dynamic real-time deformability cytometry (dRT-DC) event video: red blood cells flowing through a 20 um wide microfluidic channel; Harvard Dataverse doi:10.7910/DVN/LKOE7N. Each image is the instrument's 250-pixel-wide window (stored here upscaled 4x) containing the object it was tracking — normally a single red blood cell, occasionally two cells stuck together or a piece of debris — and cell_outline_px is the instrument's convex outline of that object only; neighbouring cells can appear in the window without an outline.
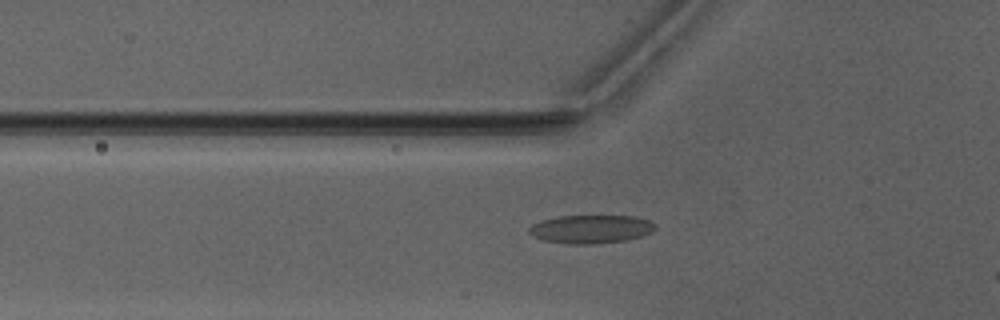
{"species": "Egyptian fruit bat (a non-hibernating species)", "species_latin": "Rousettus aegyptiacus", "temperature_condition": "warm", "stored_images_in_passage": 47, "camera_frame_rate_fps": 3000, "um_per_image_px": 0.085, "animal": {"sex": "male"}, "frame": {"image": 1, "passage_image": 19, "time_ms": 6.0, "image_size_px": [1000, 320], "cell_outline_px": [[656, 228], [652, 232], [640, 236], [624, 240], [596, 244], [568, 244], [544, 240], [532, 236], [528, 232], [528, 228], [532, 224], [540, 220], [556, 216], [632, 216], [648, 220]], "centroid_in_image_um": [50.15, 19.47], "position_along_channel_um": 75.6, "area_um2": 20.81}}
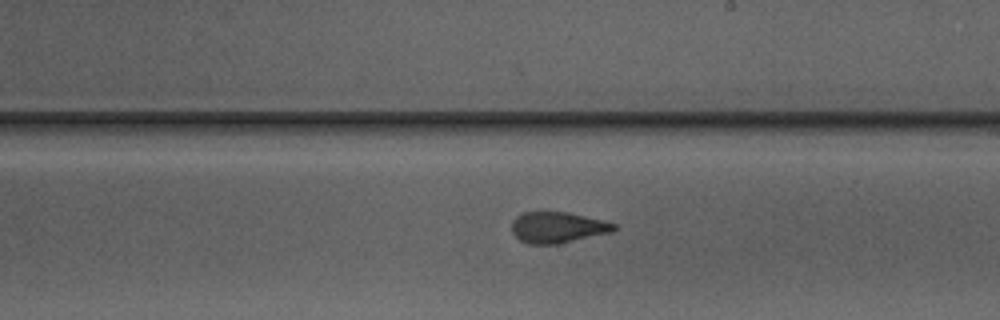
{"frame": {"image": 2, "passage_image": 31, "time_ms": 10.0, "image_size_px": [1000, 320], "cell_outline_px": [[620, 228], [612, 232], [556, 244], [528, 244], [520, 240], [512, 232], [512, 220], [516, 216], [524, 212], [568, 212], [616, 224]], "centroid_in_image_um": [47.39, 19.33], "position_along_channel_um": 241.6, "area_um2": 18.38}}
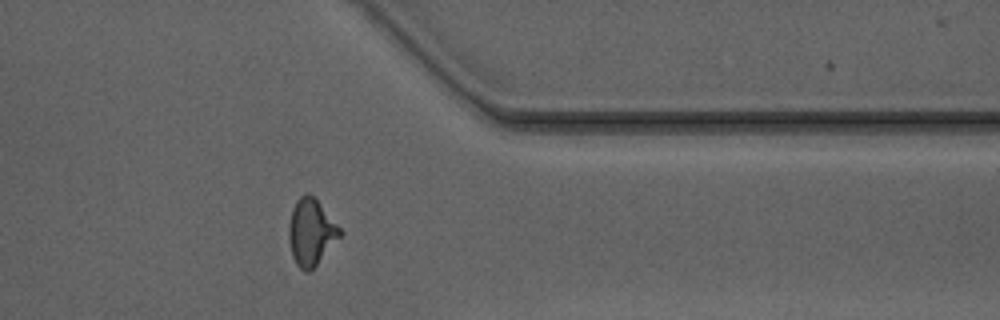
{"frame": {"image": 3, "passage_image": 42, "time_ms": 13.667, "image_size_px": [1000, 320], "cell_outline_px": [[344, 232], [316, 264], [308, 272], [304, 272], [296, 264], [292, 256], [288, 236], [288, 228], [292, 208], [296, 200], [300, 196], [308, 192], [316, 200]], "centroid_in_image_um": [26.42, 19.73], "position_along_channel_um": 385.0, "area_um2": 19.48}}